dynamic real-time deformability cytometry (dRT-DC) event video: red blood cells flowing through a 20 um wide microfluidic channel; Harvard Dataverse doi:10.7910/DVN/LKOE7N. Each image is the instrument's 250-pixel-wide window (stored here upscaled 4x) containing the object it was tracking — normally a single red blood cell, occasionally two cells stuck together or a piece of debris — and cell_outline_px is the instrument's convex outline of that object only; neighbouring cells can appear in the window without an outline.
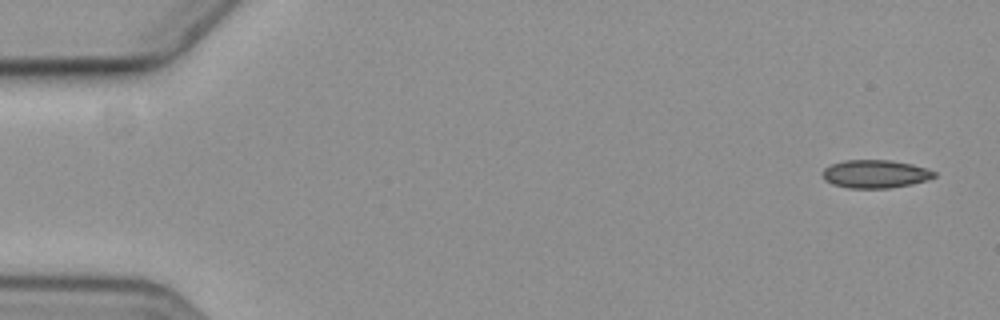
{"species": "common noctule bat (a hibernating species)", "species_latin": "Nyctalus noctula", "temperature_condition": "cold", "stored_images_in_passage": 4, "camera_frame_rate_fps": 3000, "um_per_image_px": 0.085, "animal": {"sex": "female", "body_mass_g": 19.3, "forearm_length_mm": 54.1}, "frame": {"image": 1, "passage_image": 1, "time_ms": 0.0, "image_size_px": [1000, 320], "cell_outline_px": [[936, 176], [928, 180], [912, 184], [888, 188], [848, 188], [832, 184], [824, 180], [820, 172], [824, 168], [832, 164], [844, 160], [892, 160], [912, 164], [936, 172]], "centroid_in_image_um": [74.37, 14.79], "position_along_channel_um": 10.6, "area_um2": 18.44}}
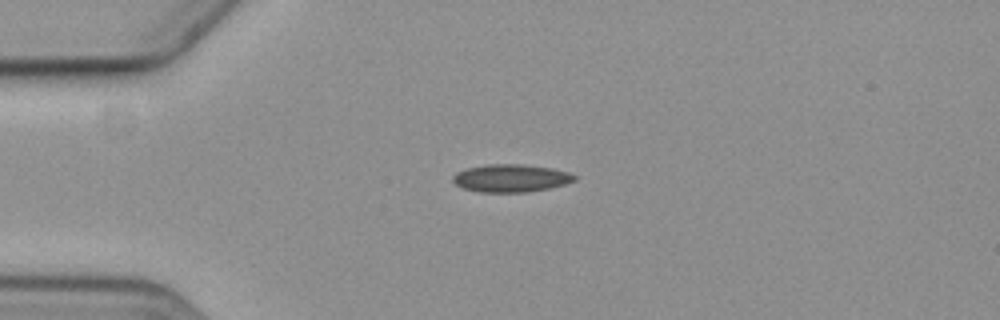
{"frame": {"image": 2, "passage_image": 4, "time_ms": 4.0, "image_size_px": [1000, 320], "cell_outline_px": [[576, 180], [564, 184], [548, 188], [528, 192], [480, 192], [464, 188], [456, 184], [452, 180], [452, 176], [456, 172], [464, 168], [488, 164], [520, 164], [552, 168], [568, 172], [576, 176]], "centroid_in_image_um": [43.4, 15.13], "position_along_channel_um": 41.6, "area_um2": 19.65}}